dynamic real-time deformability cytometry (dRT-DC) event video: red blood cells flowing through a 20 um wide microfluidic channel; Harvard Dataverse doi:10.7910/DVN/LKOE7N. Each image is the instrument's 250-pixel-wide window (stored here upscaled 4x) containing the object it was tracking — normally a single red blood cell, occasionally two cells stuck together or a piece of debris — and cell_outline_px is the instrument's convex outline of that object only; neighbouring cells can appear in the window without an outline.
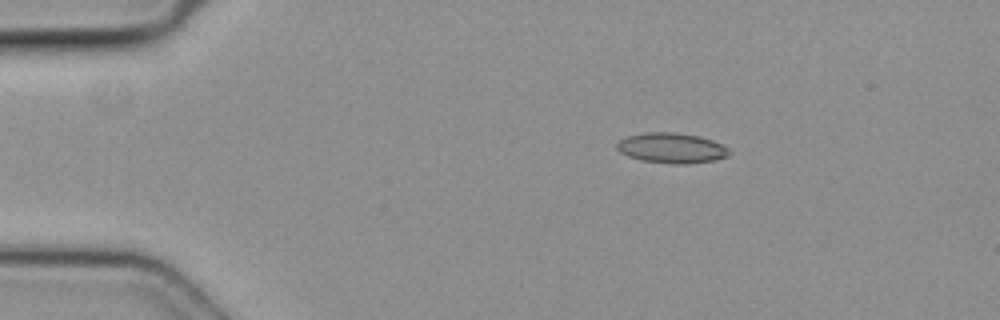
{"species": "common noctule bat (a hibernating species)", "species_latin": "Nyctalus noctula", "temperature_condition": "cold", "stored_images_in_passage": 2, "camera_frame_rate_fps": 3000, "um_per_image_px": 0.085, "animal": {"sex": "female", "body_mass_g": 19.3, "forearm_length_mm": 54.1}, "frame": {"image": 1, "passage_image": 2, "time_ms": 0.333, "image_size_px": [1000, 320], "cell_outline_px": [[728, 156], [716, 160], [688, 164], [672, 164], [640, 160], [628, 156], [620, 152], [616, 148], [616, 144], [620, 140], [628, 136], [644, 132], [676, 132], [696, 136], [712, 140], [728, 148]], "centroid_in_image_um": [57.06, 12.59], "position_along_channel_um": 27.9, "area_um2": 19.77}}